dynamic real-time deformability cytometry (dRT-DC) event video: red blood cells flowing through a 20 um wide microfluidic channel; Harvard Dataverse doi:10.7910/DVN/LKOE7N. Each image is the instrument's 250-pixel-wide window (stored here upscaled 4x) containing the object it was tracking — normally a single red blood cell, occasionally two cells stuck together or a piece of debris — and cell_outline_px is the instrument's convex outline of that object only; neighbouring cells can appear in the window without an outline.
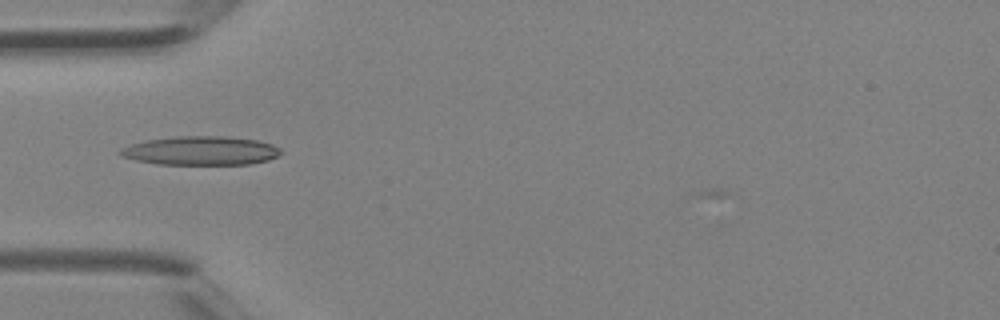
{"species": "Egyptian fruit bat (a non-hibernating species)", "species_latin": "Rousettus aegyptiacus", "temperature_condition": "room temperature", "stored_images_in_passage": 1, "camera_frame_rate_fps": 3000, "um_per_image_px": 0.085, "animal": {"sex": "female"}, "frame": {"image": 1, "passage_image": 1, "time_ms": 0.0, "image_size_px": [1000, 320], "cell_outline_px": [[284, 152], [268, 160], [248, 164], [156, 164], [136, 160], [120, 156], [116, 152], [120, 148], [128, 144], [144, 140], [176, 136], [228, 136], [256, 140], [272, 144], [280, 148]], "centroid_in_image_um": [17.01, 12.8], "position_along_channel_um": 68.0, "area_um2": 27.28}}